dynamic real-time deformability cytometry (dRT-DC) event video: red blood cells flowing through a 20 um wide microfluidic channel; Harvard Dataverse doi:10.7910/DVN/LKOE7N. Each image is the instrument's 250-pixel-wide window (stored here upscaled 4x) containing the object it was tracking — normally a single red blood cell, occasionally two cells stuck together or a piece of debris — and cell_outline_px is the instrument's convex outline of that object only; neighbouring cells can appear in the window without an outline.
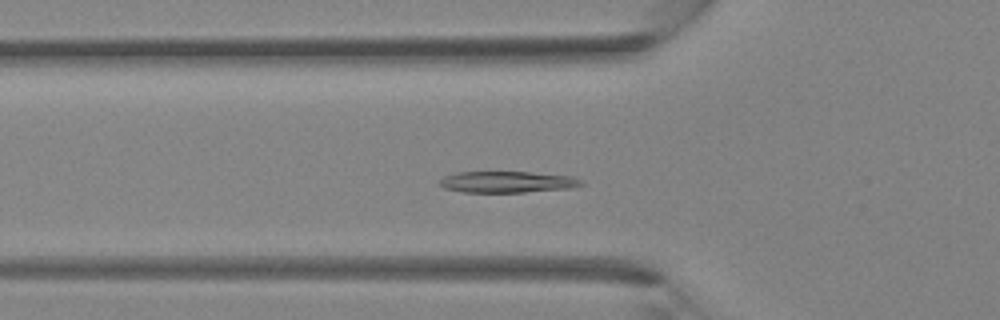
{"species": "Egyptian fruit bat (a non-hibernating species)", "species_latin": "Rousettus aegyptiacus", "temperature_condition": "room temperature", "stored_images_in_passage": 29, "camera_frame_rate_fps": 3000, "um_per_image_px": 0.085, "animal": {"sex": "female"}, "frame": {"image": 1, "passage_image": 5, "time_ms": 1.333, "image_size_px": [1000, 320], "cell_outline_px": [[584, 184], [572, 188], [524, 192], [464, 192], [444, 188], [440, 184], [440, 180], [444, 176], [456, 172], [528, 172], [572, 176], [580, 180]], "centroid_in_image_um": [43.11, 15.46], "position_along_channel_um": 82.7, "area_um2": 17.51}}
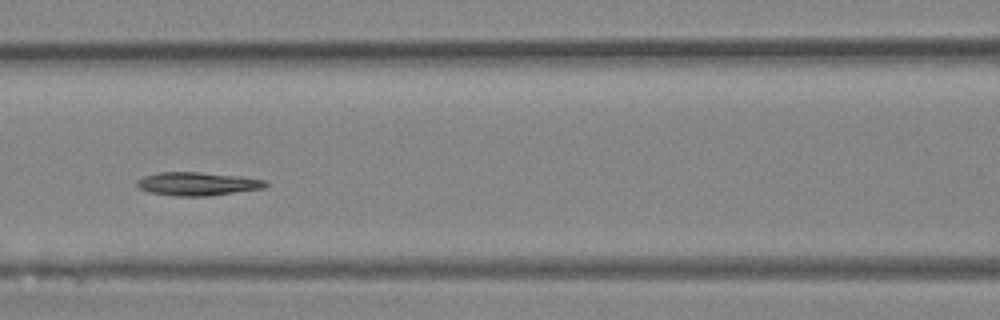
{"frame": {"image": 2, "passage_image": 9, "time_ms": 2.667, "image_size_px": [1000, 320], "cell_outline_px": [[268, 184], [264, 188], [208, 196], [176, 196], [148, 192], [140, 188], [136, 184], [136, 180], [144, 176], [160, 172], [200, 172], [240, 176], [268, 180]], "centroid_in_image_um": [16.8, 15.62], "position_along_channel_um": 149.8, "area_um2": 17.57}}
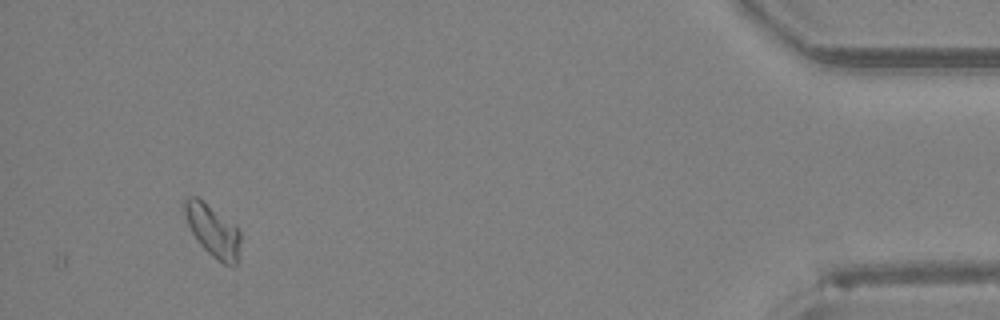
{"frame": {"image": 3, "passage_image": 29, "time_ms": 9.333, "image_size_px": [1000, 320], "cell_outline_px": [[240, 240], [236, 264], [224, 264], [212, 256], [200, 244], [192, 232], [188, 224], [180, 204], [188, 196], [196, 196], [236, 224], [240, 228]], "centroid_in_image_um": [18.06, 19.54], "position_along_channel_um": 417.1, "area_um2": 16.99}}